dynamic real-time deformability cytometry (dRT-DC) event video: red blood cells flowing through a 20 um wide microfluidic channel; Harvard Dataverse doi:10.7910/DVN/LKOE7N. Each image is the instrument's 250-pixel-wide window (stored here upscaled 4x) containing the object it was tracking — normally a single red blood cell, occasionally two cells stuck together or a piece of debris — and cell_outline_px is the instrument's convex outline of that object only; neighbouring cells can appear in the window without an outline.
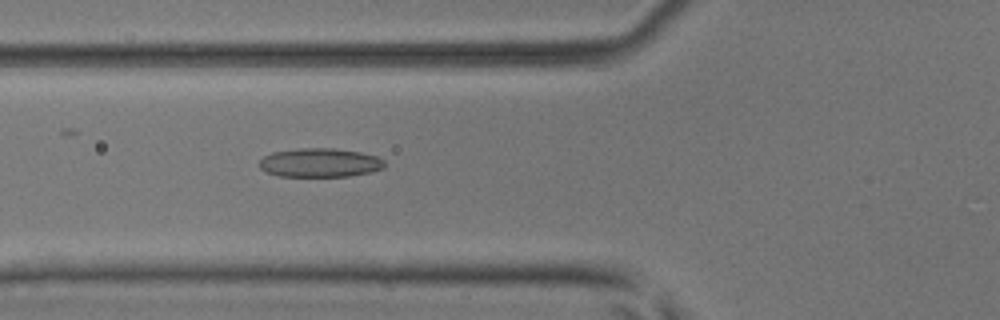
{"species": "common noctule bat (a hibernating species)", "species_latin": "Nyctalus noctula", "temperature_condition": "room temperature", "stored_images_in_passage": 6, "camera_frame_rate_fps": 3000, "um_per_image_px": 0.085, "animal": {"sex": "male", "body_mass_g": 17.9, "forearm_length_mm": 54.2}, "frame": {"image": 1, "passage_image": 6, "time_ms": 1.667, "image_size_px": [1000, 320], "cell_outline_px": [[384, 168], [372, 172], [348, 176], [276, 176], [260, 168], [260, 160], [264, 156], [272, 152], [300, 148], [332, 148], [360, 152], [376, 156], [384, 160]], "centroid_in_image_um": [27.2, 13.83], "position_along_channel_um": 98.6, "area_um2": 21.04}}